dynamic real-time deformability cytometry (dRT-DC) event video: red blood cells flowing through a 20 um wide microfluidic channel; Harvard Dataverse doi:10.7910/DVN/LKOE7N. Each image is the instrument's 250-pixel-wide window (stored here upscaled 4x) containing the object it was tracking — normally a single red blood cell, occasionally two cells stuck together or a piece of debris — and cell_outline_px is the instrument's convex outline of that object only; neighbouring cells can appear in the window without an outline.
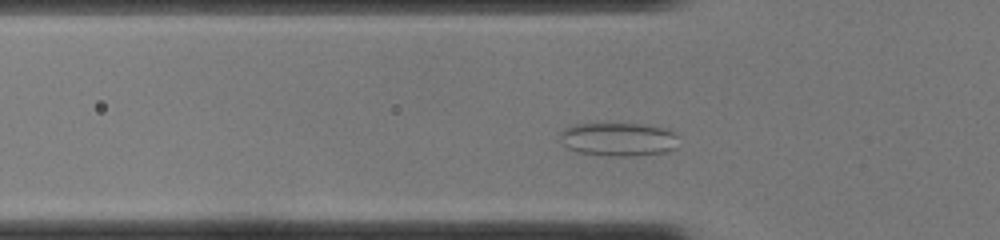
{"species": "common noctule bat (a hibernating species)", "species_latin": "Nyctalus noctula", "temperature_condition": "cold", "stored_images_in_passage": 39, "camera_frame_rate_fps": 3000, "um_per_image_px": 0.085, "animal": {"sex": "female", "body_mass_g": 22.0, "forearm_length_mm": 56.7}, "frame": {"image": 1, "passage_image": 7, "time_ms": 2.0, "image_size_px": [1000, 240], "cell_outline_px": [[676, 148], [668, 152], [636, 156], [608, 156], [580, 152], [568, 148], [564, 144], [560, 136], [560, 132], [564, 128], [572, 124], [644, 124], [668, 128], [676, 136]], "centroid_in_image_um": [52.58, 11.84], "position_along_channel_um": 73.2, "area_um2": 23.24}}
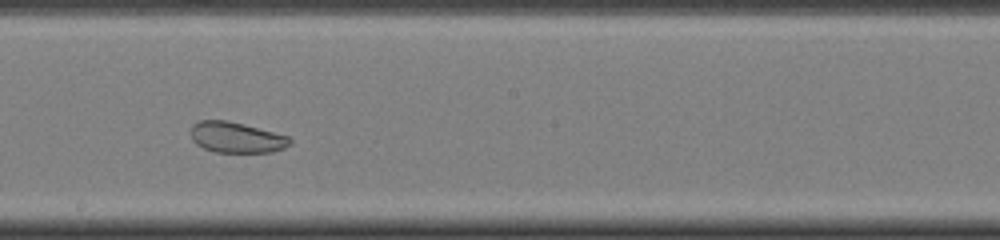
{"frame": {"image": 2, "passage_image": 18, "time_ms": 5.667, "image_size_px": [1000, 240], "cell_outline_px": [[292, 144], [284, 148], [272, 152], [216, 152], [204, 148], [196, 144], [192, 140], [192, 124], [200, 120], [228, 120], [244, 124], [288, 136], [292, 140]], "centroid_in_image_um": [20.1, 11.68], "position_along_channel_um": 228.1, "area_um2": 17.74}}
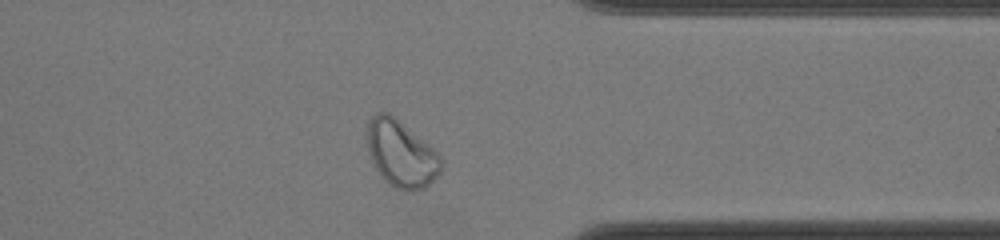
{"frame": {"image": 3, "passage_image": 29, "time_ms": 9.333, "image_size_px": [1000, 240], "cell_outline_px": [[444, 164], [440, 172], [424, 188], [412, 192], [396, 188], [384, 180], [380, 176], [372, 164], [364, 140], [368, 124], [372, 116], [376, 112], [388, 112], [432, 148], [440, 156]], "centroid_in_image_um": [34.04, 13.08], "position_along_channel_um": 377.4, "area_um2": 28.78}}